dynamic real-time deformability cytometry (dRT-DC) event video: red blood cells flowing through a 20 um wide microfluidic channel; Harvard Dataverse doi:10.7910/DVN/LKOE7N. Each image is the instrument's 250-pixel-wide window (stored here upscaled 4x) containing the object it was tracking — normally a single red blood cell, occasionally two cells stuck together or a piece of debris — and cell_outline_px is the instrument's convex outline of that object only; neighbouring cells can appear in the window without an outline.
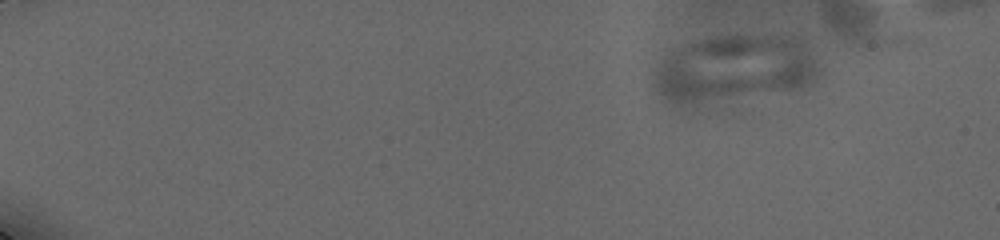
{"species": "human", "species_latin": "Homo sapiens", "temperature_condition": "cold", "stored_images_in_passage": 15, "camera_frame_rate_fps": 3000, "um_per_image_px": 0.085, "donor": {"sex": "male"}, "frame": {"image": 1, "passage_image": 2, "time_ms": 0.667, "image_size_px": [1000, 240], "cell_outline_px": [[820, 72], [808, 84], [796, 88], [696, 108], [676, 104], [668, 100], [652, 84], [652, 80], [656, 72], [668, 60], [688, 44], [700, 40], [716, 36], [776, 36], [800, 44], [816, 60], [820, 68]], "centroid_in_image_um": [62.39, 5.94], "position_along_channel_um": 22.6, "area_um2": 63.0}}